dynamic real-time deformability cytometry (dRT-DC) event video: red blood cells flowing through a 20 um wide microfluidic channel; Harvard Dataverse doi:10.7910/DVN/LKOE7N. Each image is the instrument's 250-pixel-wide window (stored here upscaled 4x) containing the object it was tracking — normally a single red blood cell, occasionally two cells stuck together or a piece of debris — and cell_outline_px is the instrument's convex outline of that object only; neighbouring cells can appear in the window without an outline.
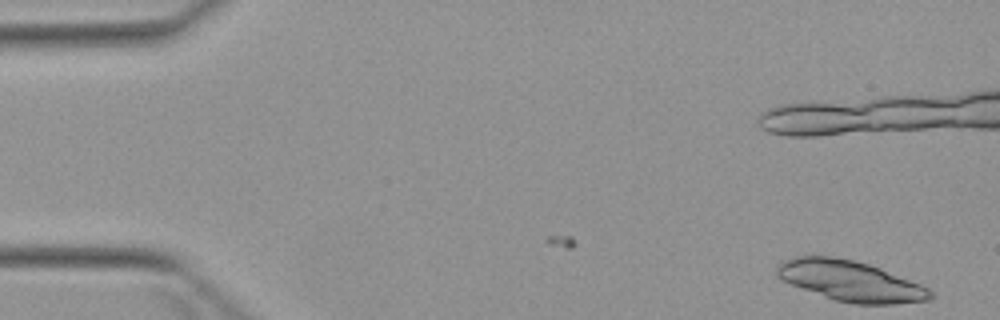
{"species": "Egyptian fruit bat (a non-hibernating species)", "species_latin": "Rousettus aegyptiacus", "temperature_condition": "warm", "stored_images_in_passage": 2, "camera_frame_rate_fps": 3000, "um_per_image_px": 0.085, "animal": {"sex": "female"}, "frame": {"image": 1, "passage_image": 2, "time_ms": 1.333, "image_size_px": [1000, 320], "cell_outline_px": [[932, 300], [892, 304], [856, 304], [836, 300], [792, 284], [776, 276], [776, 268], [780, 260], [796, 256], [832, 256], [852, 260], [868, 264], [880, 268], [920, 284], [928, 288], [932, 292]], "centroid_in_image_um": [72.28, 23.87], "position_along_channel_um": 12.7, "area_um2": 35.84}}